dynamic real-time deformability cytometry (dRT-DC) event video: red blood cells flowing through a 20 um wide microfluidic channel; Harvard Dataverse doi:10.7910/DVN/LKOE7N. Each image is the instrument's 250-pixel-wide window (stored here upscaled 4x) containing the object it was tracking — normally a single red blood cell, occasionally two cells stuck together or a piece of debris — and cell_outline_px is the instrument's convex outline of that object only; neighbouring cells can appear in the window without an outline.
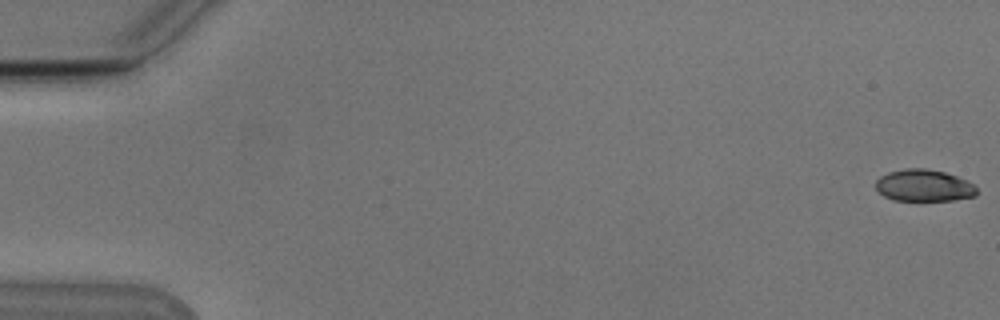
{"species": "Egyptian fruit bat (a non-hibernating species)", "species_latin": "Rousettus aegyptiacus", "temperature_condition": "cold", "stored_images_in_passage": 55, "camera_frame_rate_fps": 3000, "um_per_image_px": 0.085, "animal": {"sex": "male"}, "frame": {"image": 1, "passage_image": 1, "time_ms": 0.0, "image_size_px": [1000, 320], "cell_outline_px": [[976, 196], [952, 200], [892, 200], [884, 196], [876, 188], [876, 180], [880, 176], [888, 172], [904, 168], [924, 168], [944, 172], [956, 176], [972, 184], [976, 188]], "centroid_in_image_um": [78.49, 15.76], "position_along_channel_um": 6.5, "area_um2": 18.61}}
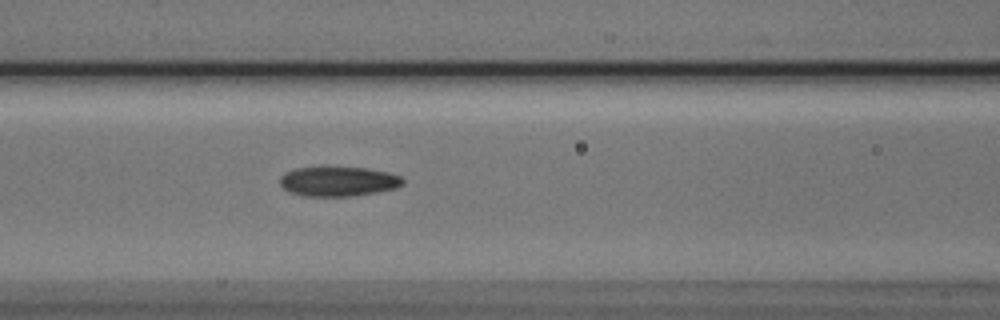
{"frame": {"image": 2, "passage_image": 24, "time_ms": 7.667, "image_size_px": [1000, 320], "cell_outline_px": [[404, 184], [396, 188], [356, 196], [304, 196], [288, 192], [280, 184], [280, 176], [284, 172], [296, 168], [364, 168], [388, 172], [400, 176], [404, 180]], "centroid_in_image_um": [28.75, 15.43], "position_along_channel_um": 137.9, "area_um2": 21.15}}
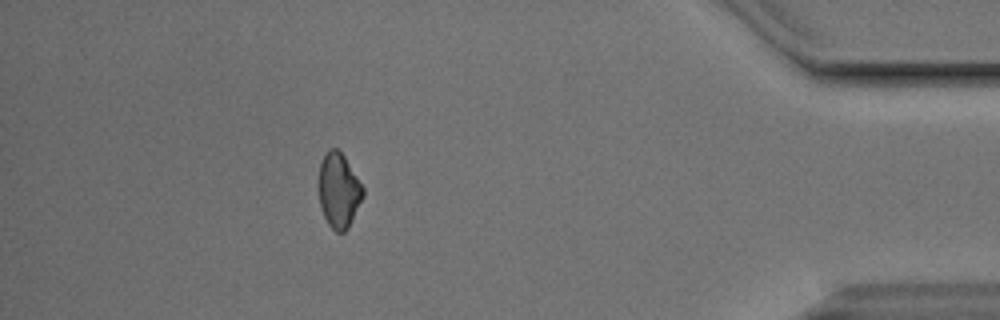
{"frame": {"image": 3, "passage_image": 49, "time_ms": 16.0, "image_size_px": [1000, 320], "cell_outline_px": [[364, 196], [348, 228], [344, 232], [336, 232], [328, 224], [320, 208], [320, 164], [328, 148], [336, 148], [344, 156], [364, 188]], "centroid_in_image_um": [28.81, 16.21], "position_along_channel_um": 406.4, "area_um2": 19.02}, "authors_computed_cell_mechanics": {"area_um2": 20.519, "velocity_mm_per_s": 3.794, "shape_relaxation_time_tau1_ms": 4.0874, "shape_relaxation_time_tau2_ms": 4.2221, "deformation_change_tau1": 0.1237, "deformation_change_tau2": 0.0806}}